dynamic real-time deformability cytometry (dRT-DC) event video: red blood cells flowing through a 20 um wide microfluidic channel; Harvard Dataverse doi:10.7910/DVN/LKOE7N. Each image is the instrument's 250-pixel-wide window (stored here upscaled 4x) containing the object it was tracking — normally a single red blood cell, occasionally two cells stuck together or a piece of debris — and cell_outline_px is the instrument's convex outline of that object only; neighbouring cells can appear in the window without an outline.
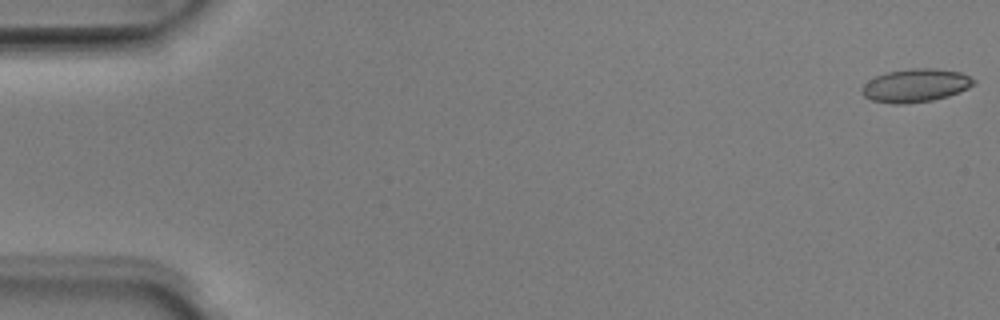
{"species": "Egyptian fruit bat (a non-hibernating species)", "species_latin": "Rousettus aegyptiacus", "temperature_condition": "room temperature", "stored_images_in_passage": 51, "camera_frame_rate_fps": 3000, "um_per_image_px": 0.085, "animal": {"sex": "male"}, "frame": {"image": 1, "passage_image": 1, "time_ms": 0.0, "image_size_px": [1000, 320], "cell_outline_px": [[976, 84], [960, 92], [948, 96], [932, 100], [904, 104], [892, 104], [872, 100], [864, 96], [860, 88], [868, 80], [876, 76], [888, 72], [912, 68], [936, 68], [960, 72], [976, 80]], "centroid_in_image_um": [77.83, 7.26], "position_along_channel_um": 7.2, "area_um2": 21.73}}
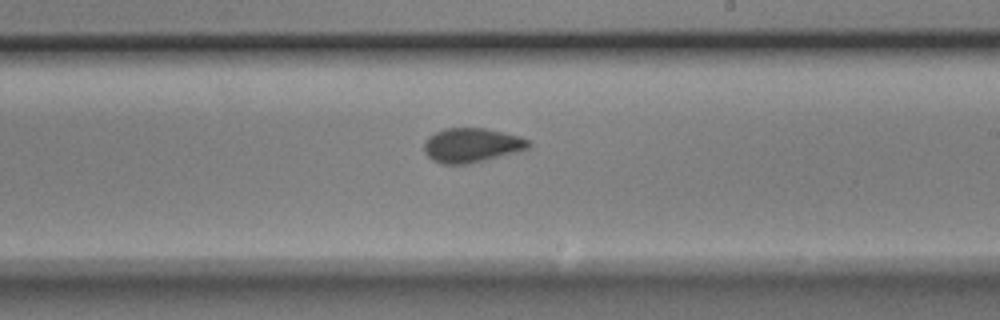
{"frame": {"image": 2, "passage_image": 30, "time_ms": 9.667, "image_size_px": [1000, 320], "cell_outline_px": [[532, 148], [468, 164], [444, 164], [432, 160], [424, 152], [424, 144], [428, 136], [444, 128], [484, 128], [504, 132], [520, 136], [532, 140]], "centroid_in_image_um": [40.13, 12.34], "position_along_channel_um": 248.9, "area_um2": 21.1}}
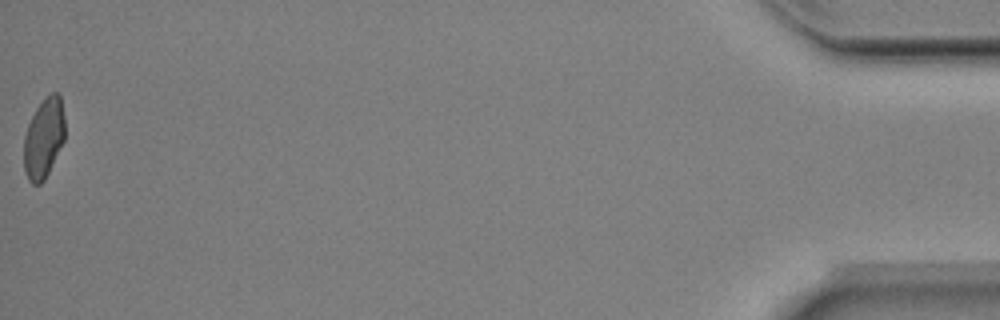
{"frame": {"image": 3, "passage_image": 51, "time_ms": 16.667, "image_size_px": [1000, 320], "cell_outline_px": [[64, 140], [44, 180], [40, 184], [32, 184], [28, 180], [24, 168], [24, 136], [28, 124], [36, 108], [52, 92], [56, 92], [60, 96], [64, 116]], "centroid_in_image_um": [3.71, 11.76], "position_along_channel_um": 431.5, "area_um2": 18.84}, "authors_computed_cell_mechanics": {"area_um2": 20.7502, "velocity_mm_per_s": 4.0079, "shape_relaxation_time_tau1_ms": null, "shape_relaxation_time_tau2_ms": 1.136, "deformation_change_tau1": null, "deformation_change_tau2": 0.0592}}